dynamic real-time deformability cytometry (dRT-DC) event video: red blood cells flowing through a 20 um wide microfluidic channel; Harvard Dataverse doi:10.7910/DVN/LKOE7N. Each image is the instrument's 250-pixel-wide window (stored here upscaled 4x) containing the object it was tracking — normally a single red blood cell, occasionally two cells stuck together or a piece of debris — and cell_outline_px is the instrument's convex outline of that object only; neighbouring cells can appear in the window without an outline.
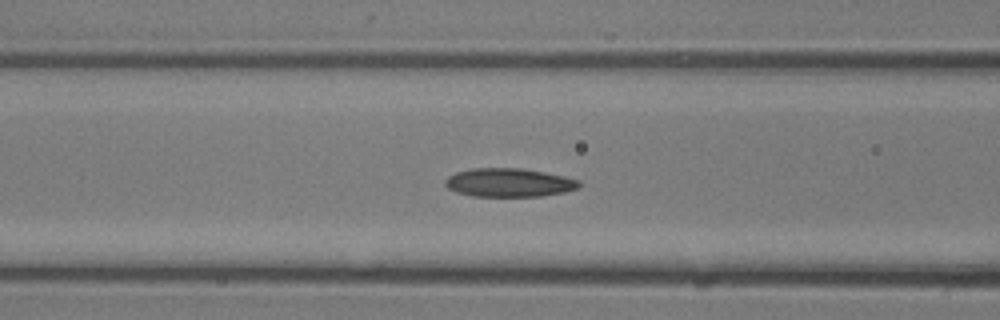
{"species": "common noctule bat (a hibernating species)", "species_latin": "Nyctalus noctula", "temperature_condition": "room temperature", "stored_images_in_passage": 33, "camera_frame_rate_fps": 3000, "um_per_image_px": 0.085, "animal": {"sex": "male", "body_mass_g": 13.3}, "frame": {"image": 1, "passage_image": 14, "time_ms": 4.333, "image_size_px": [1000, 320], "cell_outline_px": [[580, 184], [576, 188], [564, 192], [540, 196], [472, 196], [456, 192], [448, 188], [444, 184], [444, 180], [448, 176], [456, 172], [472, 168], [520, 168], [544, 172], [564, 176], [580, 180]], "centroid_in_image_um": [43.23, 15.51], "position_along_channel_um": 123.4, "area_um2": 22.25}}
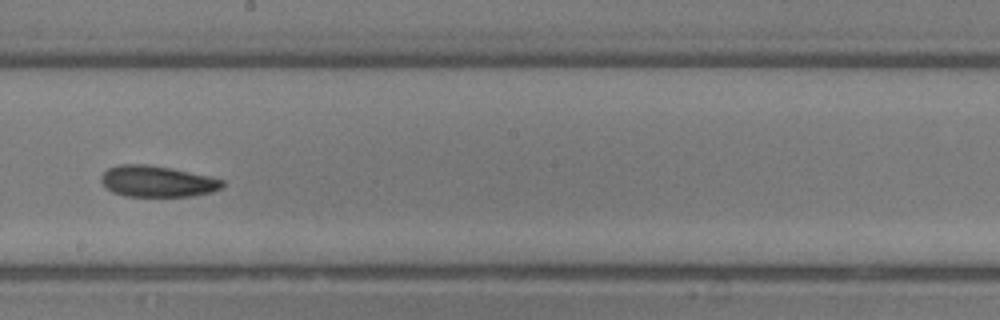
{"frame": {"image": 2, "passage_image": 19, "time_ms": 6.0, "image_size_px": [1000, 320], "cell_outline_px": [[224, 188], [212, 192], [192, 196], [124, 196], [112, 192], [104, 188], [100, 180], [100, 176], [108, 168], [120, 164], [144, 164], [172, 168], [208, 176], [224, 180]], "centroid_in_image_um": [13.35, 15.42], "position_along_channel_um": 234.9, "area_um2": 22.25}}
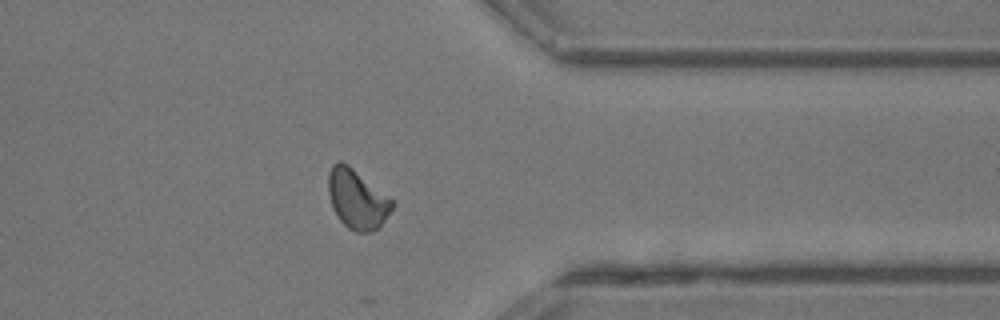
{"frame": {"image": 3, "passage_image": 26, "time_ms": 8.333, "image_size_px": [1000, 320], "cell_outline_px": [[396, 204], [380, 228], [372, 232], [356, 232], [348, 228], [340, 220], [332, 208], [328, 192], [328, 172], [332, 164], [336, 160], [340, 160], [348, 164], [392, 200]], "centroid_in_image_um": [30.34, 16.93], "position_along_channel_um": 381.1, "area_um2": 22.25}}